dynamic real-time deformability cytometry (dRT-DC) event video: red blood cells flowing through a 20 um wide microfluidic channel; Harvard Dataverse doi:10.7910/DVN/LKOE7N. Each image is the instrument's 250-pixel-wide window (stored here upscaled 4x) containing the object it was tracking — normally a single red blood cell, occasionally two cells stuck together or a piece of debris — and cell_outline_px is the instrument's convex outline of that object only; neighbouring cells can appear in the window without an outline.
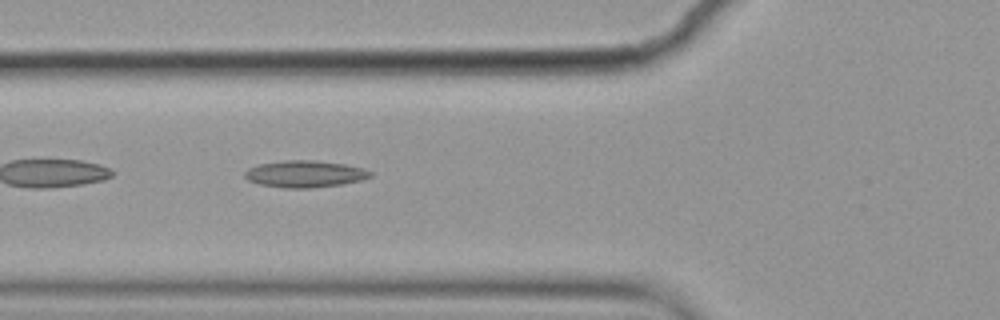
{"species": "common noctule bat (a hibernating species)", "species_latin": "Nyctalus noctula", "temperature_condition": "cold", "stored_images_in_passage": 56, "camera_frame_rate_fps": 3000, "um_per_image_px": 0.085, "animal": {"sex": "female", "body_mass_g": 19.9}, "frame": {"image": 1, "passage_image": 20, "time_ms": 6.333, "image_size_px": [1000, 320], "cell_outline_px": [[372, 176], [360, 180], [340, 184], [312, 188], [284, 188], [260, 184], [248, 180], [244, 176], [244, 172], [248, 168], [260, 164], [284, 160], [316, 160], [344, 164], [364, 168], [372, 172]], "centroid_in_image_um": [25.91, 14.78], "position_along_channel_um": 99.9, "area_um2": 19.59}}
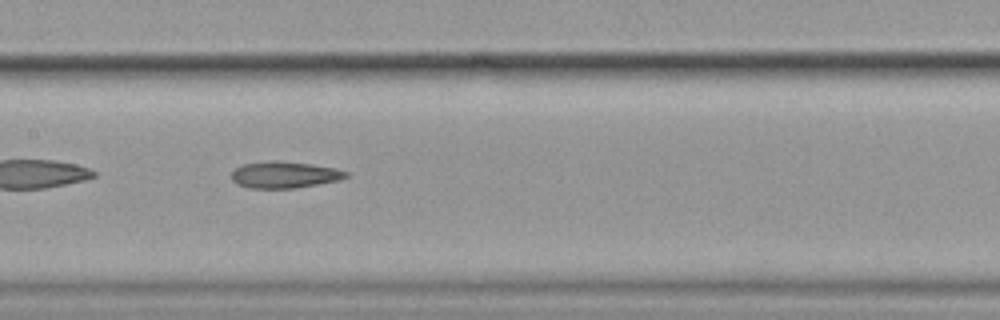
{"frame": {"image": 2, "passage_image": 27, "time_ms": 8.667, "image_size_px": [1000, 320], "cell_outline_px": [[348, 176], [340, 180], [296, 188], [248, 188], [236, 184], [232, 180], [232, 172], [236, 168], [244, 164], [272, 160], [276, 160], [312, 164], [336, 168], [348, 172]], "centroid_in_image_um": [24.19, 14.85], "position_along_channel_um": 183.2, "area_um2": 17.8}}
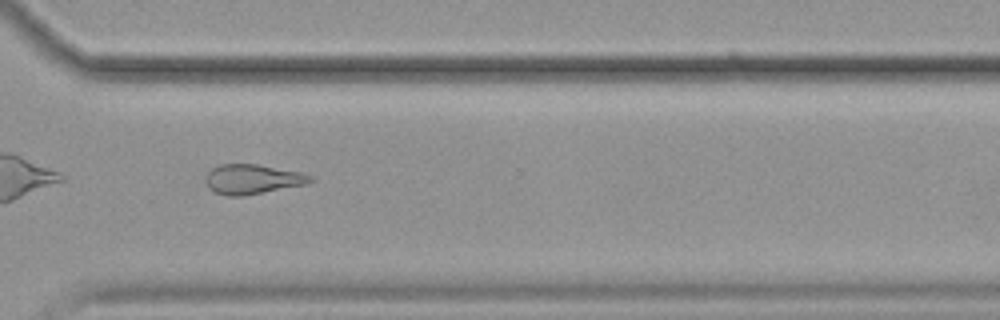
{"frame": {"image": 3, "passage_image": 41, "time_ms": 13.333, "image_size_px": [1000, 320], "cell_outline_px": [[316, 180], [308, 184], [244, 196], [224, 196], [208, 188], [204, 180], [204, 176], [212, 168], [220, 164], [256, 164], [300, 172], [312, 176]], "centroid_in_image_um": [21.45, 15.24], "position_along_channel_um": 349.2, "area_um2": 18.38}, "authors_computed_cell_mechanics": {"area_um2": 20.0855, "velocity_mm_per_s": 3.564, "shape_relaxation_time_tau1_ms": null, "shape_relaxation_time_tau2_ms": 8.5353, "deformation_change_tau1": null, "deformation_change_tau2": 0.2115}}